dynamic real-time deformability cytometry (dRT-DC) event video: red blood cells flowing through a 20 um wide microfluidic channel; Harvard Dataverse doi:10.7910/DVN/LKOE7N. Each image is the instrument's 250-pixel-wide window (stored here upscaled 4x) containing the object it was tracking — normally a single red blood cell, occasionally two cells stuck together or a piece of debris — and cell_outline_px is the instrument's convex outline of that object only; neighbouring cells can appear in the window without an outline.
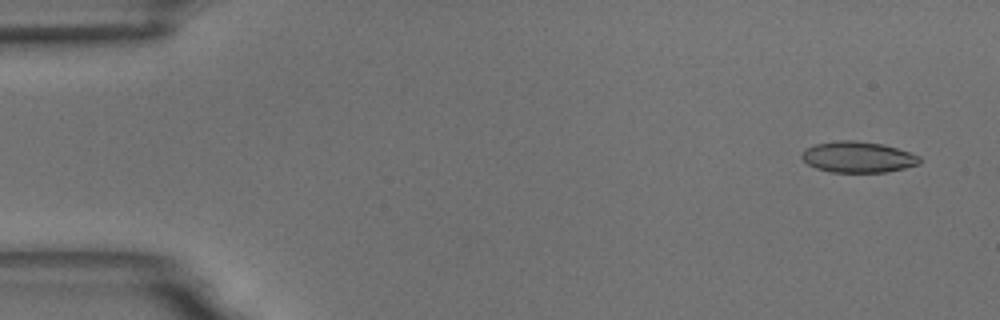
{"species": "common noctule bat (a hibernating species)", "species_latin": "Nyctalus noctula", "temperature_condition": "room temperature", "stored_images_in_passage": 54, "camera_frame_rate_fps": 3000, "um_per_image_px": 0.085, "animal": {"sex": "male", "body_mass_g": 18.8}, "frame": {"image": 1, "passage_image": 3, "time_ms": 0.667, "image_size_px": [1000, 320], "cell_outline_px": [[920, 164], [904, 168], [884, 172], [832, 172], [816, 168], [808, 164], [800, 156], [804, 148], [816, 144], [836, 140], [856, 140], [884, 144], [920, 156]], "centroid_in_image_um": [72.9, 13.34], "position_along_channel_um": 12.1, "area_um2": 21.33}}
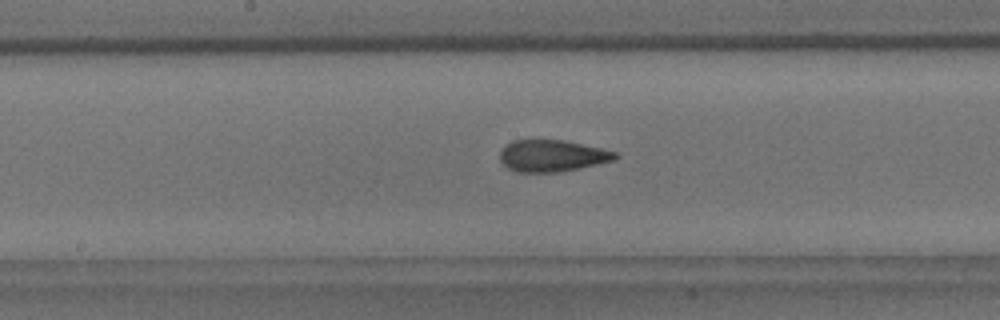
{"frame": {"image": 2, "passage_image": 28, "time_ms": 9.0, "image_size_px": [1000, 320], "cell_outline_px": [[620, 156], [612, 160], [580, 168], [560, 172], [516, 172], [508, 168], [500, 160], [500, 152], [512, 140], [564, 140], [600, 148], [616, 152]], "centroid_in_image_um": [46.92, 13.24], "position_along_channel_um": 201.3, "area_um2": 21.1}}
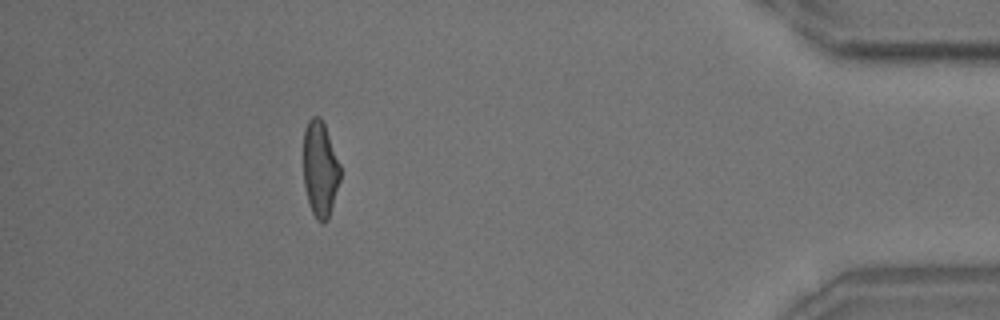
{"frame": {"image": 3, "passage_image": 49, "time_ms": 16.0, "image_size_px": [1000, 320], "cell_outline_px": [[340, 180], [328, 220], [324, 224], [316, 220], [312, 212], [308, 200], [304, 184], [304, 128], [308, 120], [312, 116], [320, 116], [324, 124], [340, 164]], "centroid_in_image_um": [27.21, 14.38], "position_along_channel_um": 408.0, "area_um2": 20.52}, "authors_computed_cell_mechanics": {"area_um2": 21.4727, "velocity_mm_per_s": 3.7002, "shape_relaxation_time_tau1_ms": 8.3504, "shape_relaxation_time_tau2_ms": 1.6583, "deformation_change_tau1": 0.2019, "deformation_change_tau2": 0.0904}}